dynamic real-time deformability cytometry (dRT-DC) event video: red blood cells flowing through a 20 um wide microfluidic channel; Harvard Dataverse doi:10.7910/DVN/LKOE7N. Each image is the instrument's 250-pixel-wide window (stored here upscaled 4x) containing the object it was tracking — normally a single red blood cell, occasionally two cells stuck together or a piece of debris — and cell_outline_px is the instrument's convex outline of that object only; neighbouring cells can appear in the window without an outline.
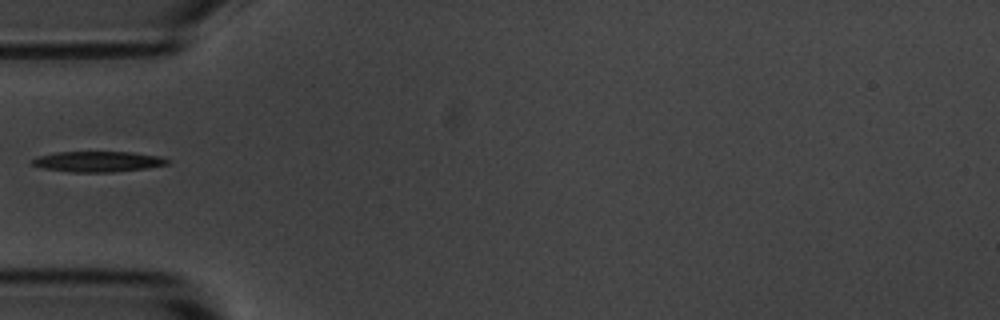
{"species": "common noctule bat (a hibernating species)", "species_latin": "Nyctalus noctula", "temperature_condition": "room temperature", "stored_images_in_passage": 16, "camera_frame_rate_fps": 3000, "um_per_image_px": 0.085, "animal": {"sex": "male", "body_mass_g": 20.1, "forearm_length_mm": 53.5}, "frame": {"image": 1, "passage_image": 1, "time_ms": 0.0, "image_size_px": [1000, 320], "cell_outline_px": [[172, 160], [168, 164], [148, 168], [112, 172], [72, 172], [44, 168], [32, 164], [32, 160], [36, 156], [56, 152], [132, 152], [160, 156]], "centroid_in_image_um": [8.37, 13.73], "position_along_channel_um": 76.6, "area_um2": 16.24}}
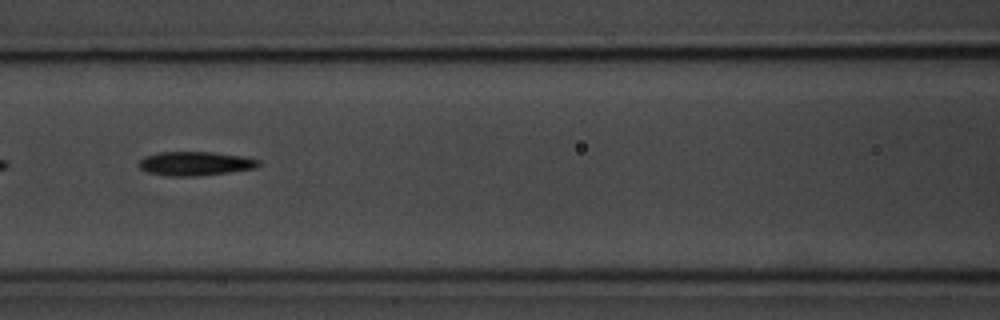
{"frame": {"image": 2, "passage_image": 7, "time_ms": 2.0, "image_size_px": [1000, 320], "cell_outline_px": [[260, 164], [256, 168], [228, 172], [196, 176], [168, 176], [148, 172], [140, 168], [140, 160], [144, 156], [160, 152], [212, 152], [244, 156], [260, 160]], "centroid_in_image_um": [16.62, 13.9], "position_along_channel_um": 150.0, "area_um2": 16.65}}
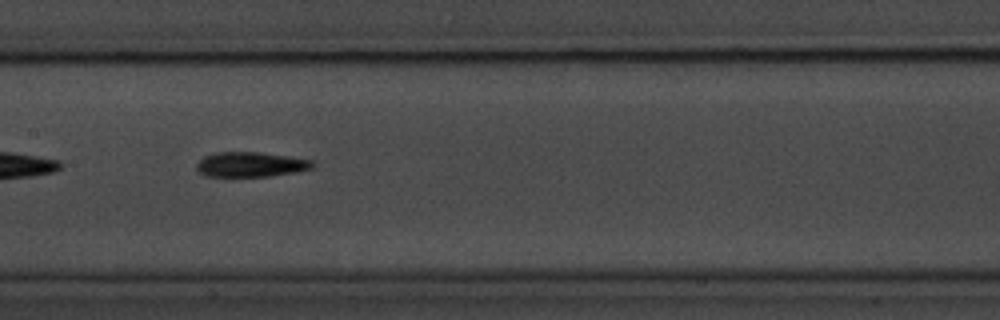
{"frame": {"image": 3, "passage_image": 10, "time_ms": 3.0, "image_size_px": [1000, 320], "cell_outline_px": [[316, 164], [312, 168], [296, 172], [268, 176], [208, 176], [200, 172], [196, 168], [196, 164], [204, 156], [216, 152], [260, 152], [312, 160]], "centroid_in_image_um": [21.32, 13.97], "position_along_channel_um": 186.1, "area_um2": 16.7}}